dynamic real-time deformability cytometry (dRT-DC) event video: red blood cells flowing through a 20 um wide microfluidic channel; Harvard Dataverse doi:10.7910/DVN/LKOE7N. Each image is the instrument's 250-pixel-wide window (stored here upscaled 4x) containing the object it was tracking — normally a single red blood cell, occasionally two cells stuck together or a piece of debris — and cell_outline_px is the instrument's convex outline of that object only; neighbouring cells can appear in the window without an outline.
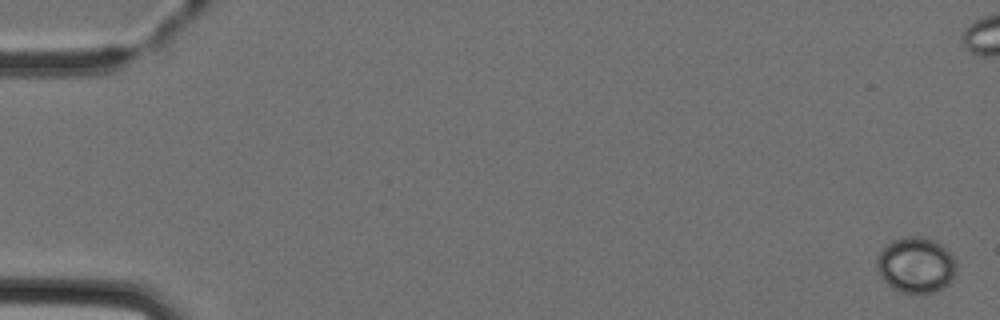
{"species": "Egyptian fruit bat (a non-hibernating species)", "species_latin": "Rousettus aegyptiacus", "temperature_condition": "cold", "stored_images_in_passage": 6, "camera_frame_rate_fps": 3000, "um_per_image_px": 0.085, "animal": {"sex": "female"}, "frame": {"image": 1, "passage_image": 1, "time_ms": 0.0, "image_size_px": [1000, 320], "cell_outline_px": [[956, 272], [952, 280], [948, 284], [932, 292], [900, 292], [892, 288], [880, 276], [876, 268], [876, 256], [892, 240], [908, 236], [916, 236], [932, 240], [940, 244], [956, 256]], "centroid_in_image_um": [77.86, 22.52], "position_along_channel_um": 7.1, "area_um2": 25.78}}